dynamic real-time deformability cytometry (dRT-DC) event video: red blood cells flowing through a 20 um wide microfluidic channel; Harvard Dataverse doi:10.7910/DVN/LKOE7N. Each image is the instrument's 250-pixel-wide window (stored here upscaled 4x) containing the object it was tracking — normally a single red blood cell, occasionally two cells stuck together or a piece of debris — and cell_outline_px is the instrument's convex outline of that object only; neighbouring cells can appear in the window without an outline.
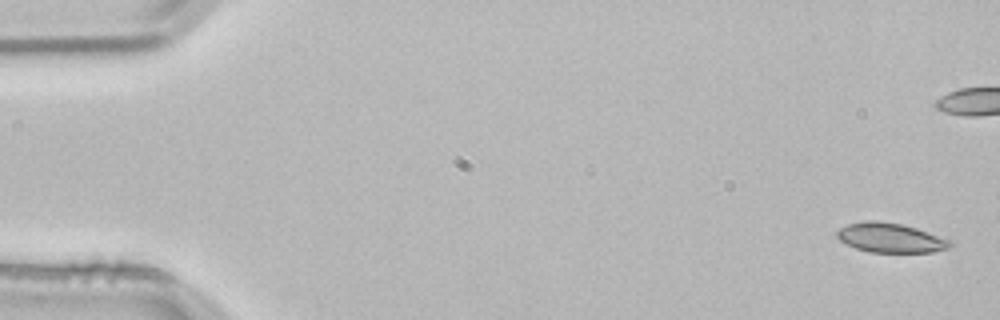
{"species": "common noctule bat (a hibernating species)", "species_latin": "Nyctalus noctula", "temperature_condition": "room temperature", "stored_images_in_passage": 5, "camera_frame_rate_fps": 3000, "um_per_image_px": 0.085, "animal": {"sex": "male", "body_mass_g": 21.5, "forearm_length_mm": 52.0}, "frame": {"image": 1, "passage_image": 1, "time_ms": 0.0, "image_size_px": [1000, 320], "cell_outline_px": [[952, 244], [948, 248], [932, 252], [868, 252], [856, 248], [840, 240], [836, 236], [836, 232], [840, 228], [848, 224], [864, 220], [876, 220], [900, 224], [916, 228], [952, 240]], "centroid_in_image_um": [75.68, 20.21], "position_along_channel_um": 9.3, "area_um2": 19.36}}
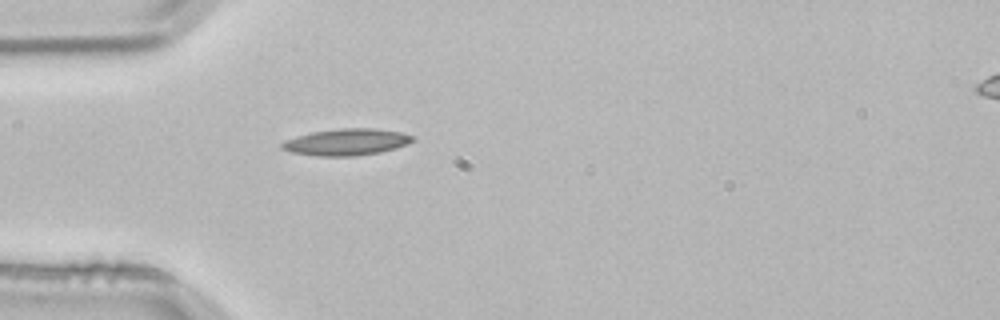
{"frame": {"image": 2, "passage_image": 5, "time_ms": 1.333, "image_size_px": [1000, 320], "cell_outline_px": [[416, 140], [408, 144], [396, 148], [380, 152], [356, 156], [316, 156], [292, 152], [280, 148], [280, 144], [284, 140], [296, 136], [312, 132], [340, 128], [372, 128], [400, 132], [416, 136]], "centroid_in_image_um": [29.47, 12.07], "position_along_channel_um": 55.5, "area_um2": 20.46}}